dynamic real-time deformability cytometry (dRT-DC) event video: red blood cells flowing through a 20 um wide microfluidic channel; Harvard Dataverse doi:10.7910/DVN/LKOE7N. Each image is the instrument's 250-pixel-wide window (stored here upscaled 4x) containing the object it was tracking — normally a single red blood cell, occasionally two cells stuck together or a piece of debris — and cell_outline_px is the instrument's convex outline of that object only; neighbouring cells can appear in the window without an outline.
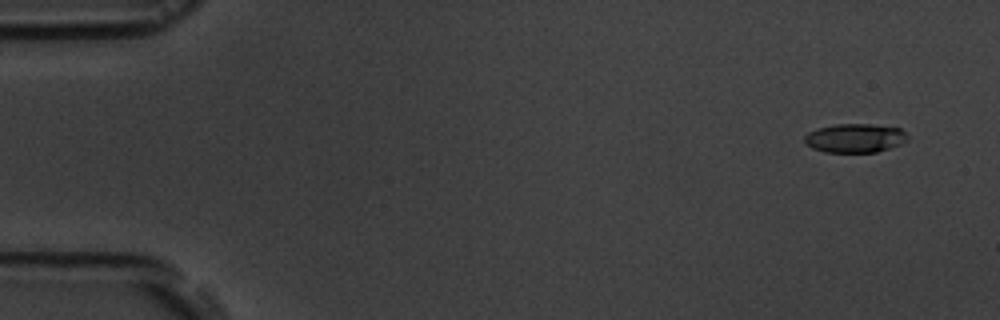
{"species": "common noctule bat (a hibernating species)", "species_latin": "Nyctalus noctula", "temperature_condition": "room temperature", "stored_images_in_passage": 5, "camera_frame_rate_fps": 3000, "um_per_image_px": 0.085, "animal": {"sex": "male", "body_mass_g": 19.5, "forearm_length_mm": 54.6}, "frame": {"image": 1, "passage_image": 2, "time_ms": 1.0, "image_size_px": [1000, 320], "cell_outline_px": [[908, 140], [900, 144], [876, 152], [824, 152], [812, 148], [804, 140], [804, 136], [808, 132], [816, 128], [836, 124], [872, 124], [900, 128], [908, 136]], "centroid_in_image_um": [72.66, 11.73], "position_along_channel_um": 12.3, "area_um2": 17.34}}